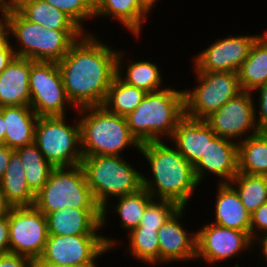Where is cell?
Returning a JSON list of instances; mask_svg holds the SVG:
<instances>
[{
    "mask_svg": "<svg viewBox=\"0 0 267 267\" xmlns=\"http://www.w3.org/2000/svg\"><path fill=\"white\" fill-rule=\"evenodd\" d=\"M179 208L174 201L153 199L147 205L138 227L159 229Z\"/></svg>",
    "mask_w": 267,
    "mask_h": 267,
    "instance_id": "cell-34",
    "label": "cell"
},
{
    "mask_svg": "<svg viewBox=\"0 0 267 267\" xmlns=\"http://www.w3.org/2000/svg\"><path fill=\"white\" fill-rule=\"evenodd\" d=\"M10 252L9 214L0 217V255Z\"/></svg>",
    "mask_w": 267,
    "mask_h": 267,
    "instance_id": "cell-39",
    "label": "cell"
},
{
    "mask_svg": "<svg viewBox=\"0 0 267 267\" xmlns=\"http://www.w3.org/2000/svg\"><path fill=\"white\" fill-rule=\"evenodd\" d=\"M66 13L85 33L86 19L94 18L93 0H44Z\"/></svg>",
    "mask_w": 267,
    "mask_h": 267,
    "instance_id": "cell-35",
    "label": "cell"
},
{
    "mask_svg": "<svg viewBox=\"0 0 267 267\" xmlns=\"http://www.w3.org/2000/svg\"><path fill=\"white\" fill-rule=\"evenodd\" d=\"M168 141L195 166L207 149L206 119L194 118L184 113L178 119L177 127Z\"/></svg>",
    "mask_w": 267,
    "mask_h": 267,
    "instance_id": "cell-20",
    "label": "cell"
},
{
    "mask_svg": "<svg viewBox=\"0 0 267 267\" xmlns=\"http://www.w3.org/2000/svg\"><path fill=\"white\" fill-rule=\"evenodd\" d=\"M185 207H180L158 230L159 266L187 260H196L197 233L183 227L180 219ZM191 235V236H190Z\"/></svg>",
    "mask_w": 267,
    "mask_h": 267,
    "instance_id": "cell-17",
    "label": "cell"
},
{
    "mask_svg": "<svg viewBox=\"0 0 267 267\" xmlns=\"http://www.w3.org/2000/svg\"><path fill=\"white\" fill-rule=\"evenodd\" d=\"M3 22L17 42L13 45L17 57L33 61L59 62L71 45L85 32L83 30H53L26 20L12 7ZM19 49H17V48Z\"/></svg>",
    "mask_w": 267,
    "mask_h": 267,
    "instance_id": "cell-5",
    "label": "cell"
},
{
    "mask_svg": "<svg viewBox=\"0 0 267 267\" xmlns=\"http://www.w3.org/2000/svg\"><path fill=\"white\" fill-rule=\"evenodd\" d=\"M0 267H34V263L26 256L8 252L0 255Z\"/></svg>",
    "mask_w": 267,
    "mask_h": 267,
    "instance_id": "cell-38",
    "label": "cell"
},
{
    "mask_svg": "<svg viewBox=\"0 0 267 267\" xmlns=\"http://www.w3.org/2000/svg\"><path fill=\"white\" fill-rule=\"evenodd\" d=\"M12 7L13 0H0V20L5 18V15Z\"/></svg>",
    "mask_w": 267,
    "mask_h": 267,
    "instance_id": "cell-45",
    "label": "cell"
},
{
    "mask_svg": "<svg viewBox=\"0 0 267 267\" xmlns=\"http://www.w3.org/2000/svg\"><path fill=\"white\" fill-rule=\"evenodd\" d=\"M194 172L200 184L210 173L219 177V183H229L238 174V142L216 136L207 124V149Z\"/></svg>",
    "mask_w": 267,
    "mask_h": 267,
    "instance_id": "cell-16",
    "label": "cell"
},
{
    "mask_svg": "<svg viewBox=\"0 0 267 267\" xmlns=\"http://www.w3.org/2000/svg\"><path fill=\"white\" fill-rule=\"evenodd\" d=\"M34 206L45 216L67 207L101 208L93 197L81 165L54 168L36 194Z\"/></svg>",
    "mask_w": 267,
    "mask_h": 267,
    "instance_id": "cell-7",
    "label": "cell"
},
{
    "mask_svg": "<svg viewBox=\"0 0 267 267\" xmlns=\"http://www.w3.org/2000/svg\"><path fill=\"white\" fill-rule=\"evenodd\" d=\"M46 219L49 235H103L102 208L67 207L48 213Z\"/></svg>",
    "mask_w": 267,
    "mask_h": 267,
    "instance_id": "cell-18",
    "label": "cell"
},
{
    "mask_svg": "<svg viewBox=\"0 0 267 267\" xmlns=\"http://www.w3.org/2000/svg\"><path fill=\"white\" fill-rule=\"evenodd\" d=\"M118 203L113 206L110 202L102 209V228L108 225L107 216L111 208H115L112 212H116L120 216V227L124 228L128 233L137 228L141 222L147 205L154 199L146 189L141 188L138 192L130 195L117 197ZM110 206V207H108ZM110 209V210H109Z\"/></svg>",
    "mask_w": 267,
    "mask_h": 267,
    "instance_id": "cell-28",
    "label": "cell"
},
{
    "mask_svg": "<svg viewBox=\"0 0 267 267\" xmlns=\"http://www.w3.org/2000/svg\"><path fill=\"white\" fill-rule=\"evenodd\" d=\"M234 267H240V265H239V264H237V263H235Z\"/></svg>",
    "mask_w": 267,
    "mask_h": 267,
    "instance_id": "cell-49",
    "label": "cell"
},
{
    "mask_svg": "<svg viewBox=\"0 0 267 267\" xmlns=\"http://www.w3.org/2000/svg\"><path fill=\"white\" fill-rule=\"evenodd\" d=\"M118 51L87 32L57 62L66 95L76 109L103 105L117 74Z\"/></svg>",
    "mask_w": 267,
    "mask_h": 267,
    "instance_id": "cell-1",
    "label": "cell"
},
{
    "mask_svg": "<svg viewBox=\"0 0 267 267\" xmlns=\"http://www.w3.org/2000/svg\"><path fill=\"white\" fill-rule=\"evenodd\" d=\"M12 205L6 200L5 194L0 188V217L9 214Z\"/></svg>",
    "mask_w": 267,
    "mask_h": 267,
    "instance_id": "cell-44",
    "label": "cell"
},
{
    "mask_svg": "<svg viewBox=\"0 0 267 267\" xmlns=\"http://www.w3.org/2000/svg\"><path fill=\"white\" fill-rule=\"evenodd\" d=\"M46 216L35 206L12 207L9 212L11 253L28 257L35 263L48 239Z\"/></svg>",
    "mask_w": 267,
    "mask_h": 267,
    "instance_id": "cell-12",
    "label": "cell"
},
{
    "mask_svg": "<svg viewBox=\"0 0 267 267\" xmlns=\"http://www.w3.org/2000/svg\"><path fill=\"white\" fill-rule=\"evenodd\" d=\"M238 173H267V133H258L238 143Z\"/></svg>",
    "mask_w": 267,
    "mask_h": 267,
    "instance_id": "cell-29",
    "label": "cell"
},
{
    "mask_svg": "<svg viewBox=\"0 0 267 267\" xmlns=\"http://www.w3.org/2000/svg\"><path fill=\"white\" fill-rule=\"evenodd\" d=\"M158 230L145 227H137L129 232L127 251L135 261L149 265L159 264V240Z\"/></svg>",
    "mask_w": 267,
    "mask_h": 267,
    "instance_id": "cell-33",
    "label": "cell"
},
{
    "mask_svg": "<svg viewBox=\"0 0 267 267\" xmlns=\"http://www.w3.org/2000/svg\"><path fill=\"white\" fill-rule=\"evenodd\" d=\"M229 184L236 190L250 214L267 203V181L264 175L238 173Z\"/></svg>",
    "mask_w": 267,
    "mask_h": 267,
    "instance_id": "cell-32",
    "label": "cell"
},
{
    "mask_svg": "<svg viewBox=\"0 0 267 267\" xmlns=\"http://www.w3.org/2000/svg\"><path fill=\"white\" fill-rule=\"evenodd\" d=\"M30 107L39 116H67V107L77 109L69 101L57 62L31 60Z\"/></svg>",
    "mask_w": 267,
    "mask_h": 267,
    "instance_id": "cell-11",
    "label": "cell"
},
{
    "mask_svg": "<svg viewBox=\"0 0 267 267\" xmlns=\"http://www.w3.org/2000/svg\"><path fill=\"white\" fill-rule=\"evenodd\" d=\"M254 91L255 94L259 95L257 98L259 111H255L257 129L259 133H267V82ZM257 113L259 114L258 116Z\"/></svg>",
    "mask_w": 267,
    "mask_h": 267,
    "instance_id": "cell-36",
    "label": "cell"
},
{
    "mask_svg": "<svg viewBox=\"0 0 267 267\" xmlns=\"http://www.w3.org/2000/svg\"><path fill=\"white\" fill-rule=\"evenodd\" d=\"M10 33L7 25L0 20V50L10 41Z\"/></svg>",
    "mask_w": 267,
    "mask_h": 267,
    "instance_id": "cell-43",
    "label": "cell"
},
{
    "mask_svg": "<svg viewBox=\"0 0 267 267\" xmlns=\"http://www.w3.org/2000/svg\"><path fill=\"white\" fill-rule=\"evenodd\" d=\"M166 87L148 92L136 109L126 116L131 134L140 144L169 140L184 114V91Z\"/></svg>",
    "mask_w": 267,
    "mask_h": 267,
    "instance_id": "cell-3",
    "label": "cell"
},
{
    "mask_svg": "<svg viewBox=\"0 0 267 267\" xmlns=\"http://www.w3.org/2000/svg\"><path fill=\"white\" fill-rule=\"evenodd\" d=\"M13 152L14 150L9 148L8 146L0 144V182L9 164L10 156Z\"/></svg>",
    "mask_w": 267,
    "mask_h": 267,
    "instance_id": "cell-41",
    "label": "cell"
},
{
    "mask_svg": "<svg viewBox=\"0 0 267 267\" xmlns=\"http://www.w3.org/2000/svg\"><path fill=\"white\" fill-rule=\"evenodd\" d=\"M217 187L213 223L244 231L250 236L251 214L243 205L236 190L229 183H219Z\"/></svg>",
    "mask_w": 267,
    "mask_h": 267,
    "instance_id": "cell-22",
    "label": "cell"
},
{
    "mask_svg": "<svg viewBox=\"0 0 267 267\" xmlns=\"http://www.w3.org/2000/svg\"><path fill=\"white\" fill-rule=\"evenodd\" d=\"M260 35H228L193 56L195 72H236Z\"/></svg>",
    "mask_w": 267,
    "mask_h": 267,
    "instance_id": "cell-15",
    "label": "cell"
},
{
    "mask_svg": "<svg viewBox=\"0 0 267 267\" xmlns=\"http://www.w3.org/2000/svg\"><path fill=\"white\" fill-rule=\"evenodd\" d=\"M0 112L6 128L3 145L15 151L34 143V130L39 116L30 106H3Z\"/></svg>",
    "mask_w": 267,
    "mask_h": 267,
    "instance_id": "cell-23",
    "label": "cell"
},
{
    "mask_svg": "<svg viewBox=\"0 0 267 267\" xmlns=\"http://www.w3.org/2000/svg\"><path fill=\"white\" fill-rule=\"evenodd\" d=\"M94 18H112L129 30L133 37L139 38L143 23L151 13L140 0H93Z\"/></svg>",
    "mask_w": 267,
    "mask_h": 267,
    "instance_id": "cell-21",
    "label": "cell"
},
{
    "mask_svg": "<svg viewBox=\"0 0 267 267\" xmlns=\"http://www.w3.org/2000/svg\"><path fill=\"white\" fill-rule=\"evenodd\" d=\"M83 156H123L122 151L140 143L131 134L126 117L109 112L104 106L77 109Z\"/></svg>",
    "mask_w": 267,
    "mask_h": 267,
    "instance_id": "cell-4",
    "label": "cell"
},
{
    "mask_svg": "<svg viewBox=\"0 0 267 267\" xmlns=\"http://www.w3.org/2000/svg\"><path fill=\"white\" fill-rule=\"evenodd\" d=\"M117 245L119 240L105 237L104 234L49 235L41 256L34 264L97 267L95 261L110 250L113 251Z\"/></svg>",
    "mask_w": 267,
    "mask_h": 267,
    "instance_id": "cell-9",
    "label": "cell"
},
{
    "mask_svg": "<svg viewBox=\"0 0 267 267\" xmlns=\"http://www.w3.org/2000/svg\"><path fill=\"white\" fill-rule=\"evenodd\" d=\"M81 166L93 197L102 209L109 200L143 188L141 171L136 170L123 156H83Z\"/></svg>",
    "mask_w": 267,
    "mask_h": 267,
    "instance_id": "cell-6",
    "label": "cell"
},
{
    "mask_svg": "<svg viewBox=\"0 0 267 267\" xmlns=\"http://www.w3.org/2000/svg\"><path fill=\"white\" fill-rule=\"evenodd\" d=\"M196 233V259L211 266L253 248V241L246 232L214 223H205Z\"/></svg>",
    "mask_w": 267,
    "mask_h": 267,
    "instance_id": "cell-14",
    "label": "cell"
},
{
    "mask_svg": "<svg viewBox=\"0 0 267 267\" xmlns=\"http://www.w3.org/2000/svg\"><path fill=\"white\" fill-rule=\"evenodd\" d=\"M253 96L251 92L242 91L206 118V123L216 136L239 143L259 133L255 119L256 101Z\"/></svg>",
    "mask_w": 267,
    "mask_h": 267,
    "instance_id": "cell-13",
    "label": "cell"
},
{
    "mask_svg": "<svg viewBox=\"0 0 267 267\" xmlns=\"http://www.w3.org/2000/svg\"><path fill=\"white\" fill-rule=\"evenodd\" d=\"M267 233V203L262 204L251 214L250 237L254 241Z\"/></svg>",
    "mask_w": 267,
    "mask_h": 267,
    "instance_id": "cell-37",
    "label": "cell"
},
{
    "mask_svg": "<svg viewBox=\"0 0 267 267\" xmlns=\"http://www.w3.org/2000/svg\"><path fill=\"white\" fill-rule=\"evenodd\" d=\"M199 84L184 91V113L206 119L242 92L236 72H195Z\"/></svg>",
    "mask_w": 267,
    "mask_h": 267,
    "instance_id": "cell-10",
    "label": "cell"
},
{
    "mask_svg": "<svg viewBox=\"0 0 267 267\" xmlns=\"http://www.w3.org/2000/svg\"><path fill=\"white\" fill-rule=\"evenodd\" d=\"M16 57L14 48L12 47V42L9 41L0 50V73L12 62Z\"/></svg>",
    "mask_w": 267,
    "mask_h": 267,
    "instance_id": "cell-40",
    "label": "cell"
},
{
    "mask_svg": "<svg viewBox=\"0 0 267 267\" xmlns=\"http://www.w3.org/2000/svg\"><path fill=\"white\" fill-rule=\"evenodd\" d=\"M34 267H77V266H68L60 264H34Z\"/></svg>",
    "mask_w": 267,
    "mask_h": 267,
    "instance_id": "cell-48",
    "label": "cell"
},
{
    "mask_svg": "<svg viewBox=\"0 0 267 267\" xmlns=\"http://www.w3.org/2000/svg\"><path fill=\"white\" fill-rule=\"evenodd\" d=\"M251 47L249 56L238 71L242 91L253 93L267 82V29Z\"/></svg>",
    "mask_w": 267,
    "mask_h": 267,
    "instance_id": "cell-26",
    "label": "cell"
},
{
    "mask_svg": "<svg viewBox=\"0 0 267 267\" xmlns=\"http://www.w3.org/2000/svg\"><path fill=\"white\" fill-rule=\"evenodd\" d=\"M141 3L151 12L158 0H140Z\"/></svg>",
    "mask_w": 267,
    "mask_h": 267,
    "instance_id": "cell-47",
    "label": "cell"
},
{
    "mask_svg": "<svg viewBox=\"0 0 267 267\" xmlns=\"http://www.w3.org/2000/svg\"><path fill=\"white\" fill-rule=\"evenodd\" d=\"M30 67V59L16 56L0 73V107L30 106Z\"/></svg>",
    "mask_w": 267,
    "mask_h": 267,
    "instance_id": "cell-19",
    "label": "cell"
},
{
    "mask_svg": "<svg viewBox=\"0 0 267 267\" xmlns=\"http://www.w3.org/2000/svg\"><path fill=\"white\" fill-rule=\"evenodd\" d=\"M125 59L124 51L119 50L117 53L116 75L126 84L141 89L146 93L158 91L166 87L165 85L163 88L161 86L163 84V75L156 63L149 60L132 61V58L128 59L127 63H124L123 60ZM125 64H127V66ZM124 66L126 68H124Z\"/></svg>",
    "mask_w": 267,
    "mask_h": 267,
    "instance_id": "cell-24",
    "label": "cell"
},
{
    "mask_svg": "<svg viewBox=\"0 0 267 267\" xmlns=\"http://www.w3.org/2000/svg\"><path fill=\"white\" fill-rule=\"evenodd\" d=\"M255 244H256V246L257 247H259L260 249H258V250H260L259 251V254H260V252H261V254L260 255H262L261 257L263 258V260H264V258H265V262H267V233L266 234H263V235H261V236H259V237H257L254 241H253V247L255 248Z\"/></svg>",
    "mask_w": 267,
    "mask_h": 267,
    "instance_id": "cell-42",
    "label": "cell"
},
{
    "mask_svg": "<svg viewBox=\"0 0 267 267\" xmlns=\"http://www.w3.org/2000/svg\"><path fill=\"white\" fill-rule=\"evenodd\" d=\"M146 94L145 91L126 84L116 75L102 106L111 113L126 117L136 109Z\"/></svg>",
    "mask_w": 267,
    "mask_h": 267,
    "instance_id": "cell-30",
    "label": "cell"
},
{
    "mask_svg": "<svg viewBox=\"0 0 267 267\" xmlns=\"http://www.w3.org/2000/svg\"><path fill=\"white\" fill-rule=\"evenodd\" d=\"M66 116L38 117L34 143L54 168L81 165L80 124H69Z\"/></svg>",
    "mask_w": 267,
    "mask_h": 267,
    "instance_id": "cell-8",
    "label": "cell"
},
{
    "mask_svg": "<svg viewBox=\"0 0 267 267\" xmlns=\"http://www.w3.org/2000/svg\"><path fill=\"white\" fill-rule=\"evenodd\" d=\"M15 152L22 160L27 184L36 195L47 182L54 167L46 161L35 143L18 148Z\"/></svg>",
    "mask_w": 267,
    "mask_h": 267,
    "instance_id": "cell-31",
    "label": "cell"
},
{
    "mask_svg": "<svg viewBox=\"0 0 267 267\" xmlns=\"http://www.w3.org/2000/svg\"><path fill=\"white\" fill-rule=\"evenodd\" d=\"M0 188L12 207L34 206L36 195L27 184L22 160L15 151L10 156Z\"/></svg>",
    "mask_w": 267,
    "mask_h": 267,
    "instance_id": "cell-27",
    "label": "cell"
},
{
    "mask_svg": "<svg viewBox=\"0 0 267 267\" xmlns=\"http://www.w3.org/2000/svg\"><path fill=\"white\" fill-rule=\"evenodd\" d=\"M6 128H5V120L3 118L2 113L0 112V144L4 143L5 139V133H6Z\"/></svg>",
    "mask_w": 267,
    "mask_h": 267,
    "instance_id": "cell-46",
    "label": "cell"
},
{
    "mask_svg": "<svg viewBox=\"0 0 267 267\" xmlns=\"http://www.w3.org/2000/svg\"><path fill=\"white\" fill-rule=\"evenodd\" d=\"M13 7L28 21L53 30H82L66 13L44 0H13Z\"/></svg>",
    "mask_w": 267,
    "mask_h": 267,
    "instance_id": "cell-25",
    "label": "cell"
},
{
    "mask_svg": "<svg viewBox=\"0 0 267 267\" xmlns=\"http://www.w3.org/2000/svg\"><path fill=\"white\" fill-rule=\"evenodd\" d=\"M167 142V143H166ZM169 141H150L140 145L139 153L149 162L152 175L142 174V186L154 199L174 201L186 207L200 183L194 166Z\"/></svg>",
    "mask_w": 267,
    "mask_h": 267,
    "instance_id": "cell-2",
    "label": "cell"
}]
</instances>
